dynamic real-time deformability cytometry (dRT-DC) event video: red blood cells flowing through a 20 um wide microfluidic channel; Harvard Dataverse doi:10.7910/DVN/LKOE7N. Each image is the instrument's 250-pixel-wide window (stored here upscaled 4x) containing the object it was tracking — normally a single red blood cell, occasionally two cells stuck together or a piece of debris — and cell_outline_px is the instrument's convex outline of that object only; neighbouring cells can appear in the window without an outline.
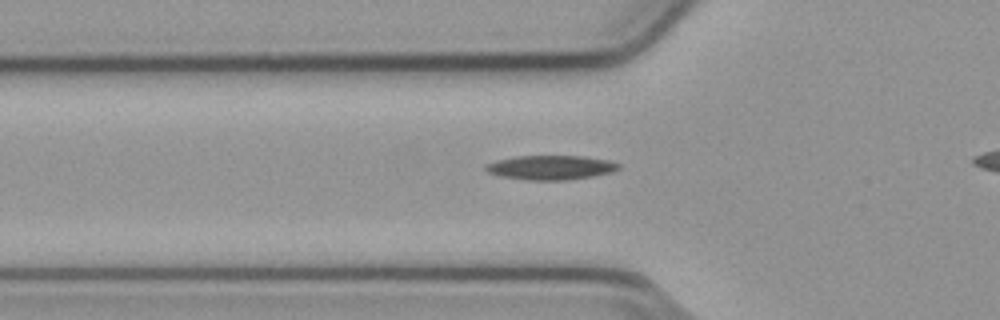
{"species": "common noctule bat (a hibernating species)", "species_latin": "Nyctalus noctula", "temperature_condition": "cold", "stored_images_in_passage": 30, "camera_frame_rate_fps": 3000, "um_per_image_px": 0.085, "animal": {"sex": "male", "body_mass_g": 23.1, "forearm_length_mm": 52.7}, "frame": {"image": 1, "passage_image": 4, "time_ms": 1.0, "image_size_px": [1000, 320], "cell_outline_px": [[620, 168], [612, 172], [592, 176], [564, 180], [528, 180], [500, 176], [488, 172], [484, 168], [484, 164], [496, 160], [516, 156], [584, 156], [608, 160], [620, 164]], "centroid_in_image_um": [46.79, 14.23], "position_along_channel_um": 79.0, "area_um2": 18.84}}
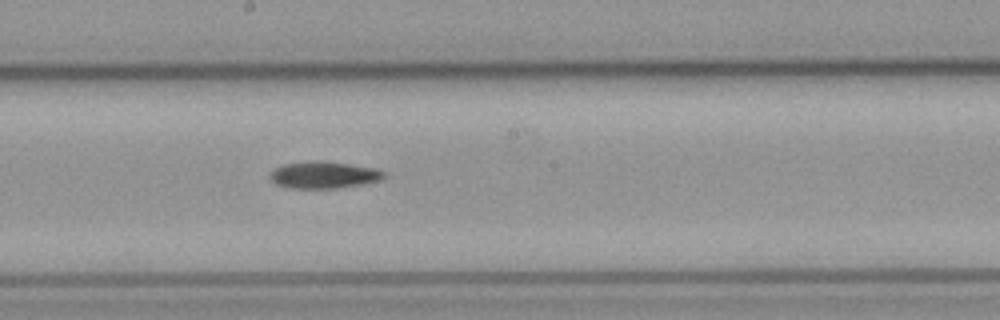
{"frame": {"image": 2, "passage_image": 15, "time_ms": 4.667, "image_size_px": [1000, 320], "cell_outline_px": [[384, 176], [380, 180], [364, 184], [336, 188], [288, 188], [276, 184], [268, 176], [276, 168], [284, 164], [348, 164], [372, 168], [384, 172]], "centroid_in_image_um": [27.52, 14.94], "position_along_channel_um": 220.7, "area_um2": 16.65}}
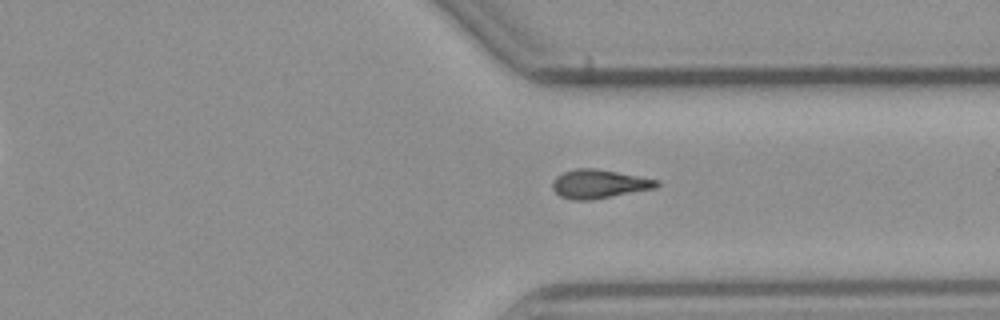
{"frame": {"image": 3, "passage_image": 26, "time_ms": 8.333, "image_size_px": [1000, 320], "cell_outline_px": [[660, 184], [656, 188], [592, 200], [572, 200], [560, 196], [552, 188], [552, 180], [556, 176], [564, 172], [576, 168], [596, 168], [660, 180]], "centroid_in_image_um": [50.92, 15.63], "position_along_channel_um": 360.5, "area_um2": 17.57}}